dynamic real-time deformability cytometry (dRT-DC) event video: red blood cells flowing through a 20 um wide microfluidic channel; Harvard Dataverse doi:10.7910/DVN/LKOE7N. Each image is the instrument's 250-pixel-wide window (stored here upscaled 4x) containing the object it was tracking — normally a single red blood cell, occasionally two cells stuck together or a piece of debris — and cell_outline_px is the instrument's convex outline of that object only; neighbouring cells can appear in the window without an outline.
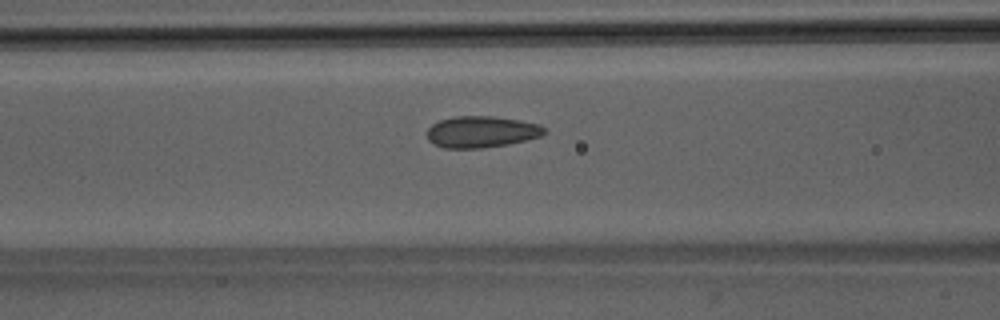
{"species": "Egyptian fruit bat (a non-hibernating species)", "species_latin": "Rousettus aegyptiacus", "temperature_condition": "room temperature", "stored_images_in_passage": 48, "camera_frame_rate_fps": 3000, "um_per_image_px": 0.085, "animal": {"sex": "male"}, "frame": {"image": 1, "passage_image": 18, "time_ms": 5.667, "image_size_px": [1000, 320], "cell_outline_px": [[548, 132], [540, 136], [508, 144], [480, 148], [444, 148], [428, 140], [428, 128], [432, 124], [440, 120], [456, 116], [492, 116], [520, 120], [540, 124]], "centroid_in_image_um": [40.94, 11.2], "position_along_channel_um": 125.7, "area_um2": 21.39}}
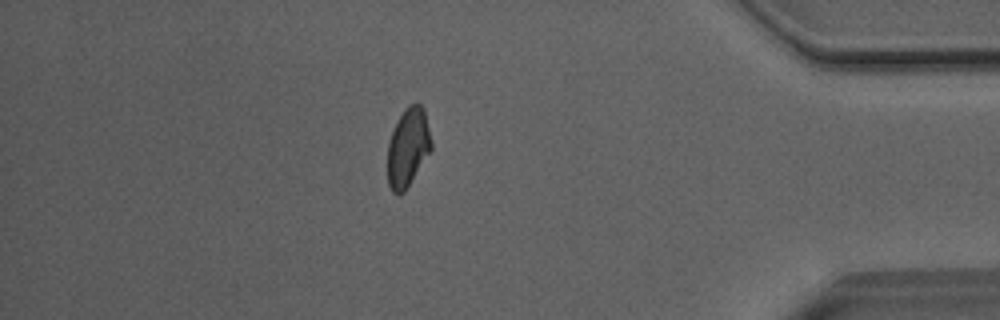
{"frame": {"image": 2, "passage_image": 41, "time_ms": 13.333, "image_size_px": [1000, 320], "cell_outline_px": [[432, 148], [404, 192], [392, 192], [388, 184], [388, 140], [404, 108], [408, 104], [420, 104], [424, 108], [432, 140]], "centroid_in_image_um": [34.68, 12.49], "position_along_channel_um": 400.5, "area_um2": 19.83}}
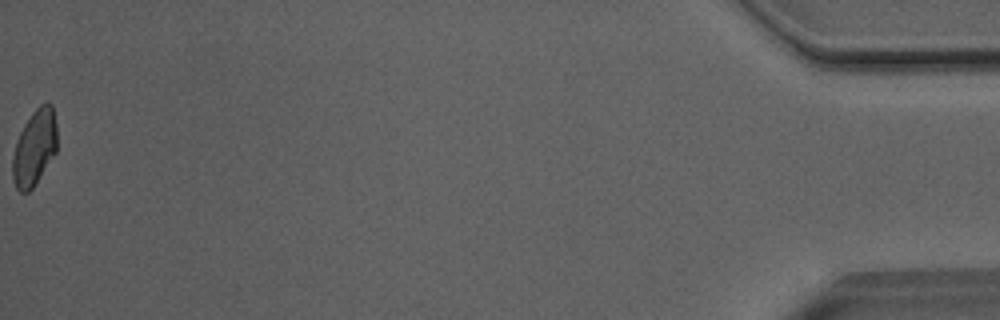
{"frame": {"image": 3, "passage_image": 48, "time_ms": 15.667, "image_size_px": [1000, 320], "cell_outline_px": [[56, 152], [32, 188], [28, 192], [20, 192], [16, 188], [12, 176], [12, 156], [16, 140], [24, 124], [32, 112], [40, 104], [52, 104], [56, 124]], "centroid_in_image_um": [2.91, 12.55], "position_along_channel_um": 432.3, "area_um2": 19.54}, "authors_computed_cell_mechanics": {"area_um2": 20.7502, "velocity_mm_per_s": 4.076, "shape_relaxation_time_tau1_ms": 9.3961, "shape_relaxation_time_tau2_ms": 1.3259, "deformation_change_tau1": 0.1515, "deformation_change_tau2": 0.0576}}